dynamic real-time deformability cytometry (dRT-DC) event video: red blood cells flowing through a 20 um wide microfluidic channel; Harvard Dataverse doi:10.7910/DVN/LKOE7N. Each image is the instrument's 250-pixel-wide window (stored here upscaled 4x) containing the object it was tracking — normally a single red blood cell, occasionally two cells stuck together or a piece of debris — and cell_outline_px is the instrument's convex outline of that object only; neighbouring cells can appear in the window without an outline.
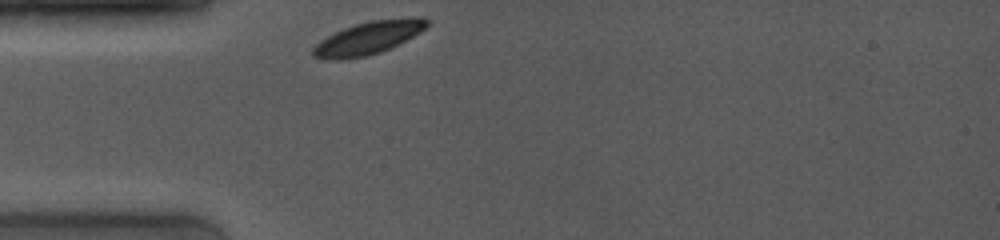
{"species": "common noctule bat (a hibernating species)", "species_latin": "Nyctalus noctula", "temperature_condition": "room temperature", "stored_images_in_passage": 42, "camera_frame_rate_fps": 4000, "um_per_image_px": 0.085, "animal": {"sex": "female", "body_mass_g": 19.0, "forearm_length_mm": 53.3}, "frame": {"image": 1, "passage_image": 1, "time_ms": 0.0, "image_size_px": [1000, 240], "cell_outline_px": [[428, 24], [420, 32], [380, 52], [368, 56], [340, 60], [332, 60], [312, 56], [312, 48], [320, 40], [344, 28], [356, 24], [372, 20], [416, 16], [420, 16], [428, 20]], "centroid_in_image_um": [31.28, 3.22], "position_along_channel_um": 53.7, "area_um2": 21.56}}
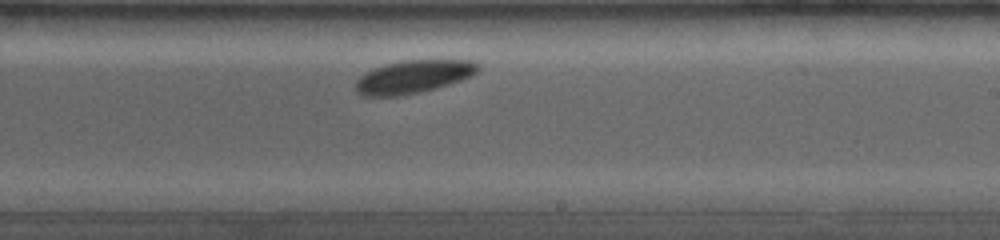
{"frame": {"image": 2, "passage_image": 29, "time_ms": 5.5, "image_size_px": [1000, 240], "cell_outline_px": [[480, 68], [476, 72], [460, 80], [436, 88], [420, 92], [400, 96], [364, 96], [356, 92], [356, 80], [360, 76], [376, 68], [388, 64], [408, 60], [472, 60], [480, 64]], "centroid_in_image_um": [35.14, 6.53], "position_along_channel_um": 253.9, "area_um2": 23.18}}
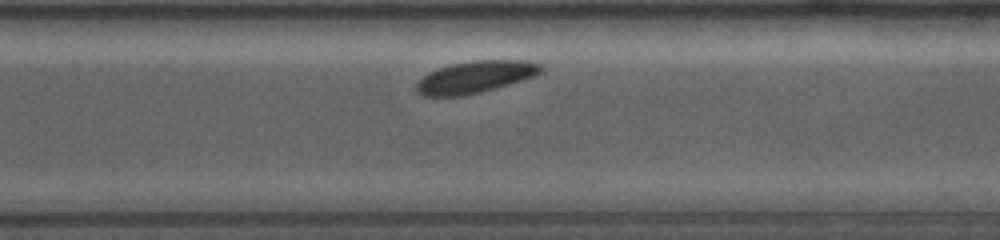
{"frame": {"image": 3, "passage_image": 39, "time_ms": 7.5, "image_size_px": [1000, 240], "cell_outline_px": [[544, 68], [540, 72], [532, 76], [496, 88], [464, 96], [420, 96], [416, 92], [416, 84], [424, 76], [440, 68], [452, 64], [476, 60], [528, 60], [540, 64]], "centroid_in_image_um": [40.39, 6.55], "position_along_channel_um": 330.2, "area_um2": 22.89}}